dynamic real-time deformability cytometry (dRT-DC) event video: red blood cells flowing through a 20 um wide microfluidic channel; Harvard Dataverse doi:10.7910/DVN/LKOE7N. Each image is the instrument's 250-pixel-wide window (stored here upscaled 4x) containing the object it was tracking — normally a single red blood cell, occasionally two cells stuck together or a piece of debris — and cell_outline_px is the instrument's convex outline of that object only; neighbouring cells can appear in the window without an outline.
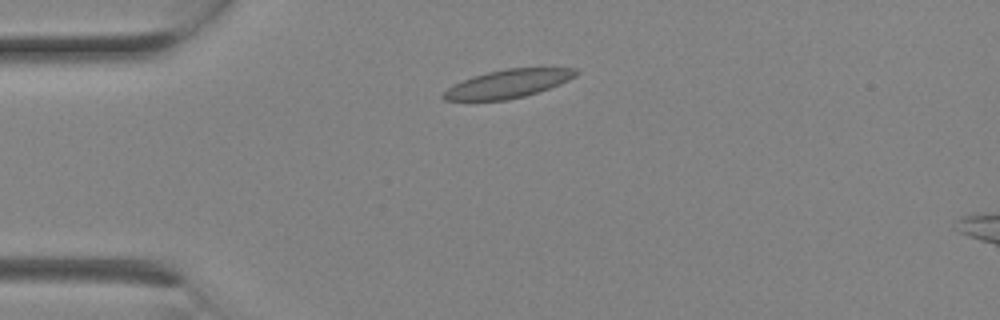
{"species": "Egyptian fruit bat (a non-hibernating species)", "species_latin": "Rousettus aegyptiacus", "temperature_condition": "room temperature", "stored_images_in_passage": 2, "segment_of_instrument_passage": [1, 2], "camera_frame_rate_fps": 3000, "um_per_image_px": 0.085, "animal": {"sex": "female"}, "frame": {"image": 1, "passage_image": 1, "time_ms": 0.0, "image_size_px": [1000, 320], "cell_outline_px": [[580, 72], [576, 76], [560, 84], [524, 96], [508, 100], [444, 100], [440, 96], [448, 88], [472, 76], [488, 72], [508, 68], [576, 68]], "centroid_in_image_um": [43.2, 7.11], "position_along_channel_um": 41.8, "area_um2": 21.56}}